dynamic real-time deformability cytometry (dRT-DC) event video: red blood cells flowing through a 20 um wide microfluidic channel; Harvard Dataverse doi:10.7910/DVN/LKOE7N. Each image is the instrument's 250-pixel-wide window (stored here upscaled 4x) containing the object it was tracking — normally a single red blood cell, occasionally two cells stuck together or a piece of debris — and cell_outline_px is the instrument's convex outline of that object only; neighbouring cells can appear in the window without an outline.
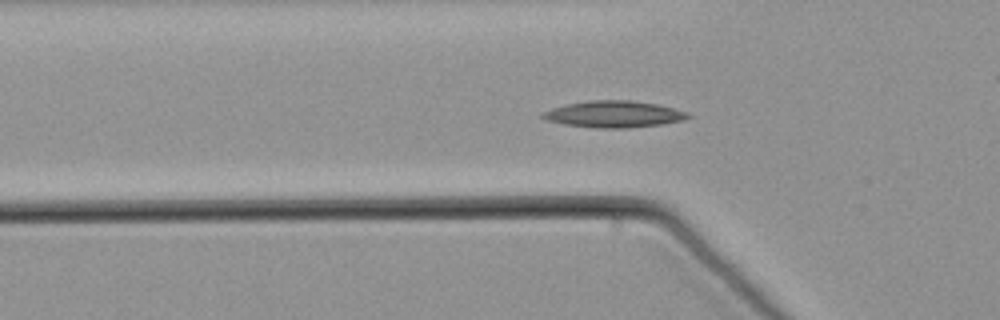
{"species": "common noctule bat (a hibernating species)", "species_latin": "Nyctalus noctula", "temperature_condition": "warm", "stored_images_in_passage": 62, "camera_frame_rate_fps": 3000, "um_per_image_px": 0.085, "animal": {"sex": "male", "body_mass_g": 21.5, "forearm_length_mm": 52.0}, "frame": {"image": 1, "passage_image": 21, "time_ms": 6.667, "image_size_px": [1000, 320], "cell_outline_px": [[692, 116], [684, 120], [664, 124], [628, 128], [596, 128], [564, 124], [548, 120], [540, 116], [540, 112], [564, 104], [588, 100], [632, 100], [656, 104], [688, 112]], "centroid_in_image_um": [52.17, 9.7], "position_along_channel_um": 73.6, "area_um2": 22.72}}
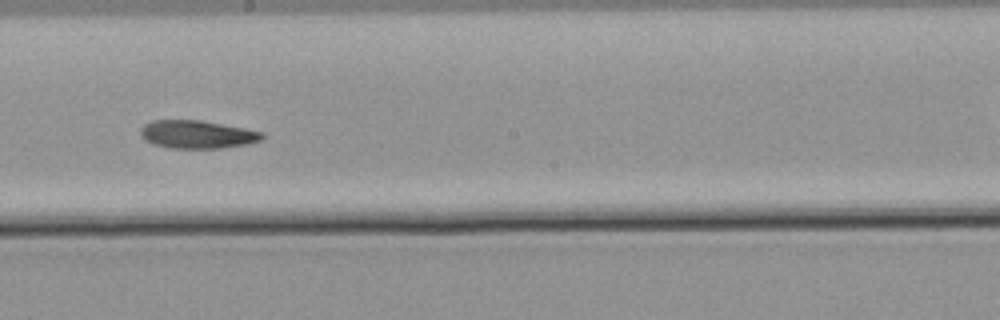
{"frame": {"image": 2, "passage_image": 35, "time_ms": 11.333, "image_size_px": [1000, 320], "cell_outline_px": [[264, 136], [260, 140], [244, 144], [220, 148], [168, 148], [152, 144], [144, 140], [140, 136], [140, 128], [144, 124], [152, 120], [200, 120], [244, 128], [264, 132]], "centroid_in_image_um": [16.69, 11.42], "position_along_channel_um": 231.5, "area_um2": 19.88}}
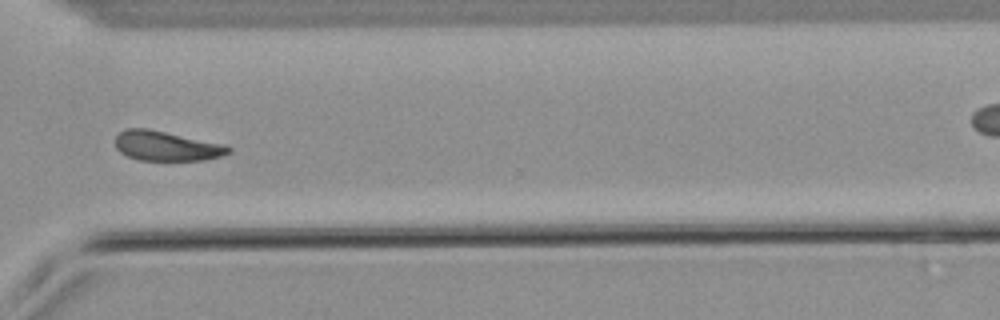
{"frame": {"image": 3, "passage_image": 46, "time_ms": 15.0, "image_size_px": [1000, 320], "cell_outline_px": [[232, 152], [220, 156], [204, 160], [140, 160], [128, 156], [120, 152], [116, 148], [116, 136], [124, 128], [148, 128], [224, 144], [232, 148]], "centroid_in_image_um": [14.15, 12.4], "position_along_channel_um": 356.5, "area_um2": 19.59}}